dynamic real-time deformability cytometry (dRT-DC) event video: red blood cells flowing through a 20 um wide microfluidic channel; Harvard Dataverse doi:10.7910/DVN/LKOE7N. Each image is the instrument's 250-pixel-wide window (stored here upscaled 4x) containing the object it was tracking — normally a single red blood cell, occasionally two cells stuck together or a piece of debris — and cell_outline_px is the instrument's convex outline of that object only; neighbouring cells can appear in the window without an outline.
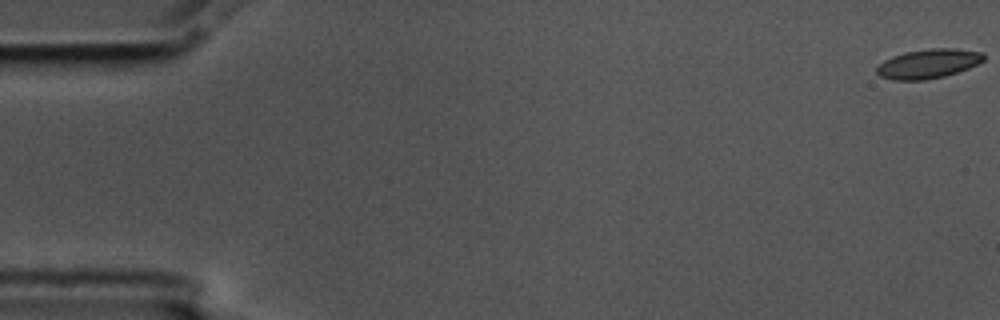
{"species": "common noctule bat (a hibernating species)", "species_latin": "Nyctalus noctula", "temperature_condition": "cold", "stored_images_in_passage": 57, "camera_frame_rate_fps": 3000, "um_per_image_px": 0.085, "animal": {"sex": "male", "body_mass_g": 17.5, "forearm_length_mm": 52.3}, "frame": {"image": 1, "passage_image": 1, "time_ms": 0.0, "image_size_px": [1000, 320], "cell_outline_px": [[984, 60], [968, 68], [944, 76], [924, 80], [896, 80], [880, 76], [876, 72], [876, 68], [884, 60], [892, 56], [904, 52], [932, 48], [956, 48], [984, 52]], "centroid_in_image_um": [78.9, 5.4], "position_along_channel_um": 6.1, "area_um2": 18.21}}
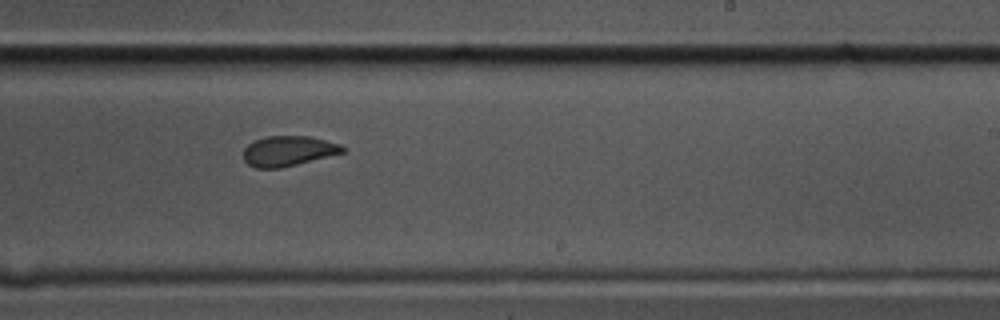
{"frame": {"image": 2, "passage_image": 35, "time_ms": 11.333, "image_size_px": [1000, 320], "cell_outline_px": [[344, 152], [280, 168], [256, 168], [248, 164], [244, 160], [244, 148], [248, 144], [256, 140], [268, 136], [308, 136], [340, 144], [344, 148]], "centroid_in_image_um": [24.47, 12.83], "position_along_channel_um": 264.5, "area_um2": 17.11}}
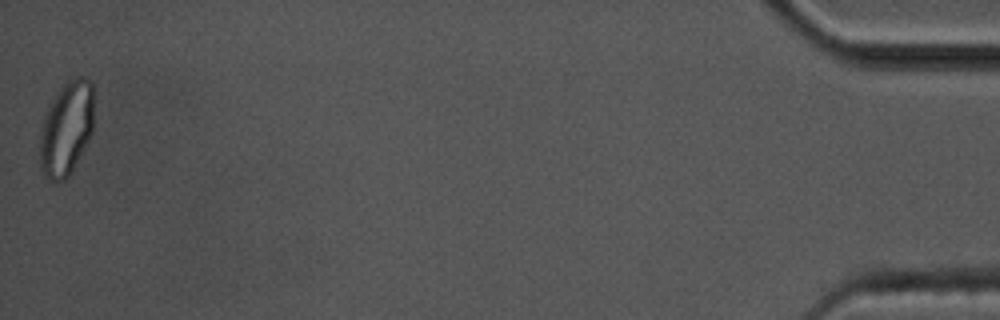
{"frame": {"image": 3, "passage_image": 57, "time_ms": 18.667, "image_size_px": [1000, 320], "cell_outline_px": [[92, 132], [72, 172], [64, 180], [56, 184], [40, 168], [40, 132], [44, 116], [56, 92], [68, 80], [76, 76], [84, 76], [92, 80]], "centroid_in_image_um": [5.64, 10.91], "position_along_channel_um": 429.6, "area_um2": 29.54}, "authors_computed_cell_mechanics": {"area_um2": 18.5538, "velocity_mm_per_s": 3.5613, "shape_relaxation_time_tau1_ms": null, "shape_relaxation_time_tau2_ms": 1.9567, "deformation_change_tau1": null, "deformation_change_tau2": 0.0591}}